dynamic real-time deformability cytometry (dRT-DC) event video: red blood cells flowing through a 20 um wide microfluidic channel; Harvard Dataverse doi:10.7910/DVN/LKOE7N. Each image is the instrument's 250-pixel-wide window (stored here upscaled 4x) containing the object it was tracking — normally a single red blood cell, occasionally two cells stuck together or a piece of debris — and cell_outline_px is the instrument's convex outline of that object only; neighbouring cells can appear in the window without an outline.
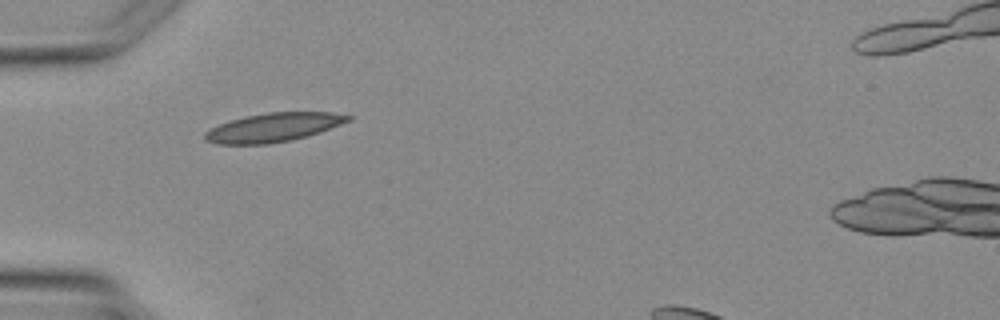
{"species": "Egyptian fruit bat (a non-hibernating species)", "species_latin": "Rousettus aegyptiacus", "temperature_condition": "warm", "stored_images_in_passage": 4, "camera_frame_rate_fps": 3000, "um_per_image_px": 0.085, "animal": {"sex": "female"}, "frame": {"image": 1, "passage_image": 3, "time_ms": 2.667, "image_size_px": [1000, 320], "cell_outline_px": [[352, 120], [320, 132], [308, 136], [292, 140], [268, 144], [216, 144], [204, 140], [204, 132], [220, 124], [232, 120], [248, 116], [268, 112], [332, 112], [352, 116]], "centroid_in_image_um": [23.26, 10.84], "position_along_channel_um": 61.7, "area_um2": 23.99}}
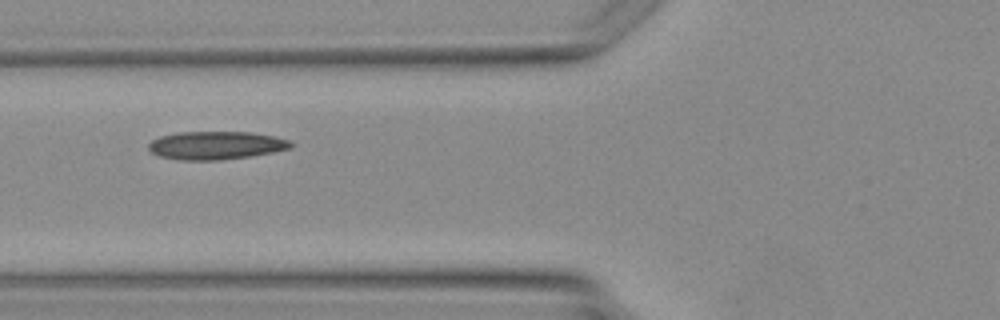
{"frame": {"image": 2, "passage_image": 4, "time_ms": 3.667, "image_size_px": [1000, 320], "cell_outline_px": [[296, 144], [292, 148], [272, 152], [248, 156], [220, 160], [180, 160], [160, 156], [152, 152], [148, 148], [148, 144], [152, 140], [160, 136], [176, 132], [248, 132], [276, 136], [288, 140]], "centroid_in_image_um": [18.37, 12.35], "position_along_channel_um": 107.4, "area_um2": 23.35}}